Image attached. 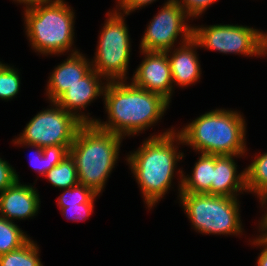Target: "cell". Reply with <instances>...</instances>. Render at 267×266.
I'll return each mask as SVG.
<instances>
[{
  "label": "cell",
  "instance_id": "cell-2",
  "mask_svg": "<svg viewBox=\"0 0 267 266\" xmlns=\"http://www.w3.org/2000/svg\"><path fill=\"white\" fill-rule=\"evenodd\" d=\"M175 131L171 128L148 137L126 159L149 210L170 190L177 161L184 157L175 145L183 140Z\"/></svg>",
  "mask_w": 267,
  "mask_h": 266
},
{
  "label": "cell",
  "instance_id": "cell-23",
  "mask_svg": "<svg viewBox=\"0 0 267 266\" xmlns=\"http://www.w3.org/2000/svg\"><path fill=\"white\" fill-rule=\"evenodd\" d=\"M63 193L58 197V206L67 207L81 203H94L99 194H96L91 188L78 183L77 185L62 189Z\"/></svg>",
  "mask_w": 267,
  "mask_h": 266
},
{
  "label": "cell",
  "instance_id": "cell-19",
  "mask_svg": "<svg viewBox=\"0 0 267 266\" xmlns=\"http://www.w3.org/2000/svg\"><path fill=\"white\" fill-rule=\"evenodd\" d=\"M246 192H254L260 202L267 199V152H264L244 169Z\"/></svg>",
  "mask_w": 267,
  "mask_h": 266
},
{
  "label": "cell",
  "instance_id": "cell-24",
  "mask_svg": "<svg viewBox=\"0 0 267 266\" xmlns=\"http://www.w3.org/2000/svg\"><path fill=\"white\" fill-rule=\"evenodd\" d=\"M20 84L18 70L6 65L0 71V98L2 100L13 99L19 93Z\"/></svg>",
  "mask_w": 267,
  "mask_h": 266
},
{
  "label": "cell",
  "instance_id": "cell-1",
  "mask_svg": "<svg viewBox=\"0 0 267 266\" xmlns=\"http://www.w3.org/2000/svg\"><path fill=\"white\" fill-rule=\"evenodd\" d=\"M103 100L108 122L95 119L105 131L125 137L142 133L162 118L169 102L157 93L136 87L132 82H105Z\"/></svg>",
  "mask_w": 267,
  "mask_h": 266
},
{
  "label": "cell",
  "instance_id": "cell-31",
  "mask_svg": "<svg viewBox=\"0 0 267 266\" xmlns=\"http://www.w3.org/2000/svg\"><path fill=\"white\" fill-rule=\"evenodd\" d=\"M18 2V3H22L24 6H29V5H32V4H35V3H38V2H42V1H45V0H14V2Z\"/></svg>",
  "mask_w": 267,
  "mask_h": 266
},
{
  "label": "cell",
  "instance_id": "cell-15",
  "mask_svg": "<svg viewBox=\"0 0 267 266\" xmlns=\"http://www.w3.org/2000/svg\"><path fill=\"white\" fill-rule=\"evenodd\" d=\"M179 44L178 48L172 49L173 52L169 50L166 53L170 63L172 82L184 88L195 84L201 77L202 71L196 52L200 46L193 38Z\"/></svg>",
  "mask_w": 267,
  "mask_h": 266
},
{
  "label": "cell",
  "instance_id": "cell-17",
  "mask_svg": "<svg viewBox=\"0 0 267 266\" xmlns=\"http://www.w3.org/2000/svg\"><path fill=\"white\" fill-rule=\"evenodd\" d=\"M195 163L192 174L185 176L181 171L179 195L180 193H195L211 195V181L213 180L214 155L200 154Z\"/></svg>",
  "mask_w": 267,
  "mask_h": 266
},
{
  "label": "cell",
  "instance_id": "cell-12",
  "mask_svg": "<svg viewBox=\"0 0 267 266\" xmlns=\"http://www.w3.org/2000/svg\"><path fill=\"white\" fill-rule=\"evenodd\" d=\"M100 77L92 69L81 80L68 88L55 102L79 118L83 123H94L95 118H90L89 115L82 113L81 109H85L93 100L104 94L106 84L102 83L103 77L101 79ZM79 110L80 114L78 113Z\"/></svg>",
  "mask_w": 267,
  "mask_h": 266
},
{
  "label": "cell",
  "instance_id": "cell-30",
  "mask_svg": "<svg viewBox=\"0 0 267 266\" xmlns=\"http://www.w3.org/2000/svg\"><path fill=\"white\" fill-rule=\"evenodd\" d=\"M260 57L267 55V32H262L261 35V49H260Z\"/></svg>",
  "mask_w": 267,
  "mask_h": 266
},
{
  "label": "cell",
  "instance_id": "cell-10",
  "mask_svg": "<svg viewBox=\"0 0 267 266\" xmlns=\"http://www.w3.org/2000/svg\"><path fill=\"white\" fill-rule=\"evenodd\" d=\"M190 17L175 0H167L147 26L140 48L145 51L166 52L173 49L177 37L182 43L192 38L193 27L185 23ZM183 37V39H182Z\"/></svg>",
  "mask_w": 267,
  "mask_h": 266
},
{
  "label": "cell",
  "instance_id": "cell-16",
  "mask_svg": "<svg viewBox=\"0 0 267 266\" xmlns=\"http://www.w3.org/2000/svg\"><path fill=\"white\" fill-rule=\"evenodd\" d=\"M235 155H214L211 195L237 197L238 192H246L245 171L238 174ZM237 172V173H236Z\"/></svg>",
  "mask_w": 267,
  "mask_h": 266
},
{
  "label": "cell",
  "instance_id": "cell-34",
  "mask_svg": "<svg viewBox=\"0 0 267 266\" xmlns=\"http://www.w3.org/2000/svg\"><path fill=\"white\" fill-rule=\"evenodd\" d=\"M7 64H2L0 61V71L6 66Z\"/></svg>",
  "mask_w": 267,
  "mask_h": 266
},
{
  "label": "cell",
  "instance_id": "cell-33",
  "mask_svg": "<svg viewBox=\"0 0 267 266\" xmlns=\"http://www.w3.org/2000/svg\"><path fill=\"white\" fill-rule=\"evenodd\" d=\"M260 228L267 232V224H259Z\"/></svg>",
  "mask_w": 267,
  "mask_h": 266
},
{
  "label": "cell",
  "instance_id": "cell-5",
  "mask_svg": "<svg viewBox=\"0 0 267 266\" xmlns=\"http://www.w3.org/2000/svg\"><path fill=\"white\" fill-rule=\"evenodd\" d=\"M71 8L64 0H45L25 6V32L35 52L61 55L71 51L75 18Z\"/></svg>",
  "mask_w": 267,
  "mask_h": 266
},
{
  "label": "cell",
  "instance_id": "cell-11",
  "mask_svg": "<svg viewBox=\"0 0 267 266\" xmlns=\"http://www.w3.org/2000/svg\"><path fill=\"white\" fill-rule=\"evenodd\" d=\"M141 53L145 58L134 72L132 83L161 95L170 103L174 85L167 53L145 50H141Z\"/></svg>",
  "mask_w": 267,
  "mask_h": 266
},
{
  "label": "cell",
  "instance_id": "cell-13",
  "mask_svg": "<svg viewBox=\"0 0 267 266\" xmlns=\"http://www.w3.org/2000/svg\"><path fill=\"white\" fill-rule=\"evenodd\" d=\"M40 198L34 186L16 181L0 193V217L13 222L38 214Z\"/></svg>",
  "mask_w": 267,
  "mask_h": 266
},
{
  "label": "cell",
  "instance_id": "cell-9",
  "mask_svg": "<svg viewBox=\"0 0 267 266\" xmlns=\"http://www.w3.org/2000/svg\"><path fill=\"white\" fill-rule=\"evenodd\" d=\"M262 31L258 29L231 24L210 26H193L192 38L200 47L220 53L260 56Z\"/></svg>",
  "mask_w": 267,
  "mask_h": 266
},
{
  "label": "cell",
  "instance_id": "cell-18",
  "mask_svg": "<svg viewBox=\"0 0 267 266\" xmlns=\"http://www.w3.org/2000/svg\"><path fill=\"white\" fill-rule=\"evenodd\" d=\"M14 144L25 145L35 148L34 158L31 159V166L41 176L45 174L54 166L59 164L65 156L69 154L71 145H54L47 147H39L37 145L22 144L18 139H13Z\"/></svg>",
  "mask_w": 267,
  "mask_h": 266
},
{
  "label": "cell",
  "instance_id": "cell-20",
  "mask_svg": "<svg viewBox=\"0 0 267 266\" xmlns=\"http://www.w3.org/2000/svg\"><path fill=\"white\" fill-rule=\"evenodd\" d=\"M52 186L66 189L79 183L78 172L73 158L68 154L64 159L52 167L45 176Z\"/></svg>",
  "mask_w": 267,
  "mask_h": 266
},
{
  "label": "cell",
  "instance_id": "cell-29",
  "mask_svg": "<svg viewBox=\"0 0 267 266\" xmlns=\"http://www.w3.org/2000/svg\"><path fill=\"white\" fill-rule=\"evenodd\" d=\"M262 233H260L259 237L253 239V243L256 246H262L263 249H261V253L258 256L257 260V266H267V232L264 231L259 227V229Z\"/></svg>",
  "mask_w": 267,
  "mask_h": 266
},
{
  "label": "cell",
  "instance_id": "cell-22",
  "mask_svg": "<svg viewBox=\"0 0 267 266\" xmlns=\"http://www.w3.org/2000/svg\"><path fill=\"white\" fill-rule=\"evenodd\" d=\"M14 222L0 217V255L23 246L29 239Z\"/></svg>",
  "mask_w": 267,
  "mask_h": 266
},
{
  "label": "cell",
  "instance_id": "cell-28",
  "mask_svg": "<svg viewBox=\"0 0 267 266\" xmlns=\"http://www.w3.org/2000/svg\"><path fill=\"white\" fill-rule=\"evenodd\" d=\"M156 0H117V4L116 7L118 6V8L116 9L117 11H121L120 13L124 14V15H129L130 12L135 11L136 9H139L141 7H145V5H149L151 3H153ZM121 9V10H120Z\"/></svg>",
  "mask_w": 267,
  "mask_h": 266
},
{
  "label": "cell",
  "instance_id": "cell-21",
  "mask_svg": "<svg viewBox=\"0 0 267 266\" xmlns=\"http://www.w3.org/2000/svg\"><path fill=\"white\" fill-rule=\"evenodd\" d=\"M37 243L29 239L23 246L0 255V266H43Z\"/></svg>",
  "mask_w": 267,
  "mask_h": 266
},
{
  "label": "cell",
  "instance_id": "cell-8",
  "mask_svg": "<svg viewBox=\"0 0 267 266\" xmlns=\"http://www.w3.org/2000/svg\"><path fill=\"white\" fill-rule=\"evenodd\" d=\"M50 103V109L38 112L26 124L23 133L19 134L17 139L22 144L37 145L42 148L72 145L77 131L84 123L56 102Z\"/></svg>",
  "mask_w": 267,
  "mask_h": 266
},
{
  "label": "cell",
  "instance_id": "cell-3",
  "mask_svg": "<svg viewBox=\"0 0 267 266\" xmlns=\"http://www.w3.org/2000/svg\"><path fill=\"white\" fill-rule=\"evenodd\" d=\"M246 124L238 111L211 110L184 126L179 135L183 145L209 155L244 156Z\"/></svg>",
  "mask_w": 267,
  "mask_h": 266
},
{
  "label": "cell",
  "instance_id": "cell-26",
  "mask_svg": "<svg viewBox=\"0 0 267 266\" xmlns=\"http://www.w3.org/2000/svg\"><path fill=\"white\" fill-rule=\"evenodd\" d=\"M217 0H175L185 10L189 17H198Z\"/></svg>",
  "mask_w": 267,
  "mask_h": 266
},
{
  "label": "cell",
  "instance_id": "cell-32",
  "mask_svg": "<svg viewBox=\"0 0 267 266\" xmlns=\"http://www.w3.org/2000/svg\"><path fill=\"white\" fill-rule=\"evenodd\" d=\"M267 199L265 201H263L262 203V207H264L263 205H267ZM266 215H264L262 218H261V221L259 224H267V212L265 213Z\"/></svg>",
  "mask_w": 267,
  "mask_h": 266
},
{
  "label": "cell",
  "instance_id": "cell-4",
  "mask_svg": "<svg viewBox=\"0 0 267 266\" xmlns=\"http://www.w3.org/2000/svg\"><path fill=\"white\" fill-rule=\"evenodd\" d=\"M123 137L84 123L69 148L78 172L79 183L102 192L112 169L117 163Z\"/></svg>",
  "mask_w": 267,
  "mask_h": 266
},
{
  "label": "cell",
  "instance_id": "cell-14",
  "mask_svg": "<svg viewBox=\"0 0 267 266\" xmlns=\"http://www.w3.org/2000/svg\"><path fill=\"white\" fill-rule=\"evenodd\" d=\"M65 61L53 70L47 83L46 94L50 102H55L68 88L81 80L92 70L89 62L80 51H71Z\"/></svg>",
  "mask_w": 267,
  "mask_h": 266
},
{
  "label": "cell",
  "instance_id": "cell-6",
  "mask_svg": "<svg viewBox=\"0 0 267 266\" xmlns=\"http://www.w3.org/2000/svg\"><path fill=\"white\" fill-rule=\"evenodd\" d=\"M179 197L192 227L199 233L214 235L242 233L237 197L195 193H180Z\"/></svg>",
  "mask_w": 267,
  "mask_h": 266
},
{
  "label": "cell",
  "instance_id": "cell-27",
  "mask_svg": "<svg viewBox=\"0 0 267 266\" xmlns=\"http://www.w3.org/2000/svg\"><path fill=\"white\" fill-rule=\"evenodd\" d=\"M16 170L5 160L0 157V193L20 181Z\"/></svg>",
  "mask_w": 267,
  "mask_h": 266
},
{
  "label": "cell",
  "instance_id": "cell-7",
  "mask_svg": "<svg viewBox=\"0 0 267 266\" xmlns=\"http://www.w3.org/2000/svg\"><path fill=\"white\" fill-rule=\"evenodd\" d=\"M107 15L94 60L91 61L92 69L107 82L125 81L131 52L125 15L117 10Z\"/></svg>",
  "mask_w": 267,
  "mask_h": 266
},
{
  "label": "cell",
  "instance_id": "cell-25",
  "mask_svg": "<svg viewBox=\"0 0 267 266\" xmlns=\"http://www.w3.org/2000/svg\"><path fill=\"white\" fill-rule=\"evenodd\" d=\"M93 205L94 203H81L73 206L60 207V210L68 220L82 221L86 220L92 214L94 209Z\"/></svg>",
  "mask_w": 267,
  "mask_h": 266
}]
</instances>
